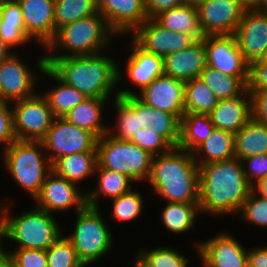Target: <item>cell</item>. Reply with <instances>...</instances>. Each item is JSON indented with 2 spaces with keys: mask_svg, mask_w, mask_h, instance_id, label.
<instances>
[{
  "mask_svg": "<svg viewBox=\"0 0 267 267\" xmlns=\"http://www.w3.org/2000/svg\"><path fill=\"white\" fill-rule=\"evenodd\" d=\"M117 112L116 131L108 134L118 140L135 143L152 156L177 148L180 139V119L143 102L132 90H119L114 97ZM113 131V133H112Z\"/></svg>",
  "mask_w": 267,
  "mask_h": 267,
  "instance_id": "cell-1",
  "label": "cell"
},
{
  "mask_svg": "<svg viewBox=\"0 0 267 267\" xmlns=\"http://www.w3.org/2000/svg\"><path fill=\"white\" fill-rule=\"evenodd\" d=\"M242 164L241 160L233 157L199 166L200 213H239L252 189Z\"/></svg>",
  "mask_w": 267,
  "mask_h": 267,
  "instance_id": "cell-2",
  "label": "cell"
},
{
  "mask_svg": "<svg viewBox=\"0 0 267 267\" xmlns=\"http://www.w3.org/2000/svg\"><path fill=\"white\" fill-rule=\"evenodd\" d=\"M45 61L62 81L87 98L108 99L122 78L118 64L103 52L102 55L45 58Z\"/></svg>",
  "mask_w": 267,
  "mask_h": 267,
  "instance_id": "cell-3",
  "label": "cell"
},
{
  "mask_svg": "<svg viewBox=\"0 0 267 267\" xmlns=\"http://www.w3.org/2000/svg\"><path fill=\"white\" fill-rule=\"evenodd\" d=\"M147 181L166 202L199 203V166L186 150L153 156Z\"/></svg>",
  "mask_w": 267,
  "mask_h": 267,
  "instance_id": "cell-4",
  "label": "cell"
},
{
  "mask_svg": "<svg viewBox=\"0 0 267 267\" xmlns=\"http://www.w3.org/2000/svg\"><path fill=\"white\" fill-rule=\"evenodd\" d=\"M115 34L103 15L98 12L93 16L81 18L61 27L45 50L52 52L60 48L59 50H65L66 54H48L45 55V58L88 56L102 53V50L104 52V49L109 46L112 35Z\"/></svg>",
  "mask_w": 267,
  "mask_h": 267,
  "instance_id": "cell-5",
  "label": "cell"
},
{
  "mask_svg": "<svg viewBox=\"0 0 267 267\" xmlns=\"http://www.w3.org/2000/svg\"><path fill=\"white\" fill-rule=\"evenodd\" d=\"M53 214L34 209L11 216L9 208L0 204V222L4 238L15 241L17 248L47 250L62 235Z\"/></svg>",
  "mask_w": 267,
  "mask_h": 267,
  "instance_id": "cell-6",
  "label": "cell"
},
{
  "mask_svg": "<svg viewBox=\"0 0 267 267\" xmlns=\"http://www.w3.org/2000/svg\"><path fill=\"white\" fill-rule=\"evenodd\" d=\"M41 141L16 140L2 149L5 169L13 180L34 199L52 171ZM45 155V156H44Z\"/></svg>",
  "mask_w": 267,
  "mask_h": 267,
  "instance_id": "cell-7",
  "label": "cell"
},
{
  "mask_svg": "<svg viewBox=\"0 0 267 267\" xmlns=\"http://www.w3.org/2000/svg\"><path fill=\"white\" fill-rule=\"evenodd\" d=\"M153 156L135 143L118 140L108 133L97 140L98 164L112 171H118L133 182L148 180Z\"/></svg>",
  "mask_w": 267,
  "mask_h": 267,
  "instance_id": "cell-8",
  "label": "cell"
},
{
  "mask_svg": "<svg viewBox=\"0 0 267 267\" xmlns=\"http://www.w3.org/2000/svg\"><path fill=\"white\" fill-rule=\"evenodd\" d=\"M99 211L88 205L78 211L74 231L66 236L86 266L102 258L114 245L113 235Z\"/></svg>",
  "mask_w": 267,
  "mask_h": 267,
  "instance_id": "cell-9",
  "label": "cell"
},
{
  "mask_svg": "<svg viewBox=\"0 0 267 267\" xmlns=\"http://www.w3.org/2000/svg\"><path fill=\"white\" fill-rule=\"evenodd\" d=\"M14 104L13 127L17 140L41 141L51 128L56 116L47 99L38 92L29 98L11 102Z\"/></svg>",
  "mask_w": 267,
  "mask_h": 267,
  "instance_id": "cell-10",
  "label": "cell"
},
{
  "mask_svg": "<svg viewBox=\"0 0 267 267\" xmlns=\"http://www.w3.org/2000/svg\"><path fill=\"white\" fill-rule=\"evenodd\" d=\"M97 140L98 138L90 131L69 123L63 117H56L41 142L48 160L53 164L62 156L97 152Z\"/></svg>",
  "mask_w": 267,
  "mask_h": 267,
  "instance_id": "cell-11",
  "label": "cell"
},
{
  "mask_svg": "<svg viewBox=\"0 0 267 267\" xmlns=\"http://www.w3.org/2000/svg\"><path fill=\"white\" fill-rule=\"evenodd\" d=\"M78 185L59 176L53 170L47 175L39 194L34 198L36 207L53 214L75 207L76 213L86 204V192L79 191Z\"/></svg>",
  "mask_w": 267,
  "mask_h": 267,
  "instance_id": "cell-12",
  "label": "cell"
},
{
  "mask_svg": "<svg viewBox=\"0 0 267 267\" xmlns=\"http://www.w3.org/2000/svg\"><path fill=\"white\" fill-rule=\"evenodd\" d=\"M131 38L139 47L148 53L164 58L166 55L183 50L193 44L196 39L181 32H173L163 28L153 18H148L134 31Z\"/></svg>",
  "mask_w": 267,
  "mask_h": 267,
  "instance_id": "cell-13",
  "label": "cell"
},
{
  "mask_svg": "<svg viewBox=\"0 0 267 267\" xmlns=\"http://www.w3.org/2000/svg\"><path fill=\"white\" fill-rule=\"evenodd\" d=\"M204 47L208 66L230 76L249 77V64L233 34L205 36Z\"/></svg>",
  "mask_w": 267,
  "mask_h": 267,
  "instance_id": "cell-14",
  "label": "cell"
},
{
  "mask_svg": "<svg viewBox=\"0 0 267 267\" xmlns=\"http://www.w3.org/2000/svg\"><path fill=\"white\" fill-rule=\"evenodd\" d=\"M197 10L202 31L208 36L234 34L246 8L235 0H207Z\"/></svg>",
  "mask_w": 267,
  "mask_h": 267,
  "instance_id": "cell-15",
  "label": "cell"
},
{
  "mask_svg": "<svg viewBox=\"0 0 267 267\" xmlns=\"http://www.w3.org/2000/svg\"><path fill=\"white\" fill-rule=\"evenodd\" d=\"M244 60H262L267 50V12L246 9L234 34Z\"/></svg>",
  "mask_w": 267,
  "mask_h": 267,
  "instance_id": "cell-16",
  "label": "cell"
},
{
  "mask_svg": "<svg viewBox=\"0 0 267 267\" xmlns=\"http://www.w3.org/2000/svg\"><path fill=\"white\" fill-rule=\"evenodd\" d=\"M227 233H220L197 245L205 267H248V250Z\"/></svg>",
  "mask_w": 267,
  "mask_h": 267,
  "instance_id": "cell-17",
  "label": "cell"
},
{
  "mask_svg": "<svg viewBox=\"0 0 267 267\" xmlns=\"http://www.w3.org/2000/svg\"><path fill=\"white\" fill-rule=\"evenodd\" d=\"M137 96L147 105L175 114H184L185 82L162 74L146 86Z\"/></svg>",
  "mask_w": 267,
  "mask_h": 267,
  "instance_id": "cell-18",
  "label": "cell"
},
{
  "mask_svg": "<svg viewBox=\"0 0 267 267\" xmlns=\"http://www.w3.org/2000/svg\"><path fill=\"white\" fill-rule=\"evenodd\" d=\"M13 53L0 64V100L13 102L34 96L33 70Z\"/></svg>",
  "mask_w": 267,
  "mask_h": 267,
  "instance_id": "cell-19",
  "label": "cell"
},
{
  "mask_svg": "<svg viewBox=\"0 0 267 267\" xmlns=\"http://www.w3.org/2000/svg\"><path fill=\"white\" fill-rule=\"evenodd\" d=\"M96 5L116 35L132 33L148 19L145 0H96Z\"/></svg>",
  "mask_w": 267,
  "mask_h": 267,
  "instance_id": "cell-20",
  "label": "cell"
},
{
  "mask_svg": "<svg viewBox=\"0 0 267 267\" xmlns=\"http://www.w3.org/2000/svg\"><path fill=\"white\" fill-rule=\"evenodd\" d=\"M22 10L26 34L43 48L54 39L55 0H17Z\"/></svg>",
  "mask_w": 267,
  "mask_h": 267,
  "instance_id": "cell-21",
  "label": "cell"
},
{
  "mask_svg": "<svg viewBox=\"0 0 267 267\" xmlns=\"http://www.w3.org/2000/svg\"><path fill=\"white\" fill-rule=\"evenodd\" d=\"M206 65L204 38L197 39L189 47L163 58V74L186 82L200 77Z\"/></svg>",
  "mask_w": 267,
  "mask_h": 267,
  "instance_id": "cell-22",
  "label": "cell"
},
{
  "mask_svg": "<svg viewBox=\"0 0 267 267\" xmlns=\"http://www.w3.org/2000/svg\"><path fill=\"white\" fill-rule=\"evenodd\" d=\"M208 115L215 129L236 134L252 118L250 93L247 90L239 97L219 100Z\"/></svg>",
  "mask_w": 267,
  "mask_h": 267,
  "instance_id": "cell-23",
  "label": "cell"
},
{
  "mask_svg": "<svg viewBox=\"0 0 267 267\" xmlns=\"http://www.w3.org/2000/svg\"><path fill=\"white\" fill-rule=\"evenodd\" d=\"M131 45V46H130ZM129 46L133 49L126 63V73L134 85L139 86L140 92L163 74V58L148 53L139 47L132 39Z\"/></svg>",
  "mask_w": 267,
  "mask_h": 267,
  "instance_id": "cell-24",
  "label": "cell"
},
{
  "mask_svg": "<svg viewBox=\"0 0 267 267\" xmlns=\"http://www.w3.org/2000/svg\"><path fill=\"white\" fill-rule=\"evenodd\" d=\"M37 68L43 73V76L50 77L59 83L51 90H46L42 95L47 99L52 112L56 117H64L66 114L79 103L87 99V97L76 90L74 87L67 85L62 81L47 65L45 55L39 58Z\"/></svg>",
  "mask_w": 267,
  "mask_h": 267,
  "instance_id": "cell-25",
  "label": "cell"
},
{
  "mask_svg": "<svg viewBox=\"0 0 267 267\" xmlns=\"http://www.w3.org/2000/svg\"><path fill=\"white\" fill-rule=\"evenodd\" d=\"M153 19L165 29L190 34L196 40L205 37L196 7L181 4L160 12Z\"/></svg>",
  "mask_w": 267,
  "mask_h": 267,
  "instance_id": "cell-26",
  "label": "cell"
},
{
  "mask_svg": "<svg viewBox=\"0 0 267 267\" xmlns=\"http://www.w3.org/2000/svg\"><path fill=\"white\" fill-rule=\"evenodd\" d=\"M108 100L87 98L72 108L63 118L79 128L90 131L99 139L109 130V126L106 127L102 123V110Z\"/></svg>",
  "mask_w": 267,
  "mask_h": 267,
  "instance_id": "cell-27",
  "label": "cell"
},
{
  "mask_svg": "<svg viewBox=\"0 0 267 267\" xmlns=\"http://www.w3.org/2000/svg\"><path fill=\"white\" fill-rule=\"evenodd\" d=\"M234 147L235 134L225 130L214 129L212 134L192 154L196 164L200 166L235 157ZM197 155H200V157Z\"/></svg>",
  "mask_w": 267,
  "mask_h": 267,
  "instance_id": "cell-28",
  "label": "cell"
},
{
  "mask_svg": "<svg viewBox=\"0 0 267 267\" xmlns=\"http://www.w3.org/2000/svg\"><path fill=\"white\" fill-rule=\"evenodd\" d=\"M98 175V187L93 190L89 189L86 192V204L91 207L99 208L98 198L101 195L106 196L110 199H115L129 192L133 186V182L126 175L118 172L105 169L98 163L95 169V173Z\"/></svg>",
  "mask_w": 267,
  "mask_h": 267,
  "instance_id": "cell-29",
  "label": "cell"
},
{
  "mask_svg": "<svg viewBox=\"0 0 267 267\" xmlns=\"http://www.w3.org/2000/svg\"><path fill=\"white\" fill-rule=\"evenodd\" d=\"M267 153V125L251 118L235 134L234 156L239 160Z\"/></svg>",
  "mask_w": 267,
  "mask_h": 267,
  "instance_id": "cell-30",
  "label": "cell"
},
{
  "mask_svg": "<svg viewBox=\"0 0 267 267\" xmlns=\"http://www.w3.org/2000/svg\"><path fill=\"white\" fill-rule=\"evenodd\" d=\"M97 163V152H81L58 158L52 170L77 185L95 173Z\"/></svg>",
  "mask_w": 267,
  "mask_h": 267,
  "instance_id": "cell-31",
  "label": "cell"
},
{
  "mask_svg": "<svg viewBox=\"0 0 267 267\" xmlns=\"http://www.w3.org/2000/svg\"><path fill=\"white\" fill-rule=\"evenodd\" d=\"M214 129L209 115L184 113L180 119V139L177 148L192 153Z\"/></svg>",
  "mask_w": 267,
  "mask_h": 267,
  "instance_id": "cell-32",
  "label": "cell"
},
{
  "mask_svg": "<svg viewBox=\"0 0 267 267\" xmlns=\"http://www.w3.org/2000/svg\"><path fill=\"white\" fill-rule=\"evenodd\" d=\"M0 37L12 49L32 40L26 34L22 10L17 0L0 3Z\"/></svg>",
  "mask_w": 267,
  "mask_h": 267,
  "instance_id": "cell-33",
  "label": "cell"
},
{
  "mask_svg": "<svg viewBox=\"0 0 267 267\" xmlns=\"http://www.w3.org/2000/svg\"><path fill=\"white\" fill-rule=\"evenodd\" d=\"M199 78L219 100L239 97L248 90L249 77L230 76L208 65L201 71Z\"/></svg>",
  "mask_w": 267,
  "mask_h": 267,
  "instance_id": "cell-34",
  "label": "cell"
},
{
  "mask_svg": "<svg viewBox=\"0 0 267 267\" xmlns=\"http://www.w3.org/2000/svg\"><path fill=\"white\" fill-rule=\"evenodd\" d=\"M165 205L161 219L167 230L182 234L193 228L200 212L199 203L166 202Z\"/></svg>",
  "mask_w": 267,
  "mask_h": 267,
  "instance_id": "cell-35",
  "label": "cell"
},
{
  "mask_svg": "<svg viewBox=\"0 0 267 267\" xmlns=\"http://www.w3.org/2000/svg\"><path fill=\"white\" fill-rule=\"evenodd\" d=\"M219 99L199 77L185 82L184 113L209 114Z\"/></svg>",
  "mask_w": 267,
  "mask_h": 267,
  "instance_id": "cell-36",
  "label": "cell"
},
{
  "mask_svg": "<svg viewBox=\"0 0 267 267\" xmlns=\"http://www.w3.org/2000/svg\"><path fill=\"white\" fill-rule=\"evenodd\" d=\"M97 13L96 0H55L54 24L56 33L67 24Z\"/></svg>",
  "mask_w": 267,
  "mask_h": 267,
  "instance_id": "cell-37",
  "label": "cell"
},
{
  "mask_svg": "<svg viewBox=\"0 0 267 267\" xmlns=\"http://www.w3.org/2000/svg\"><path fill=\"white\" fill-rule=\"evenodd\" d=\"M48 267H86L71 241L63 234L47 250Z\"/></svg>",
  "mask_w": 267,
  "mask_h": 267,
  "instance_id": "cell-38",
  "label": "cell"
},
{
  "mask_svg": "<svg viewBox=\"0 0 267 267\" xmlns=\"http://www.w3.org/2000/svg\"><path fill=\"white\" fill-rule=\"evenodd\" d=\"M111 201L113 209L110 215L113 220L128 222L136 220L143 210V196L132 189Z\"/></svg>",
  "mask_w": 267,
  "mask_h": 267,
  "instance_id": "cell-39",
  "label": "cell"
},
{
  "mask_svg": "<svg viewBox=\"0 0 267 267\" xmlns=\"http://www.w3.org/2000/svg\"><path fill=\"white\" fill-rule=\"evenodd\" d=\"M150 267H188V260L171 247H157L136 253Z\"/></svg>",
  "mask_w": 267,
  "mask_h": 267,
  "instance_id": "cell-40",
  "label": "cell"
},
{
  "mask_svg": "<svg viewBox=\"0 0 267 267\" xmlns=\"http://www.w3.org/2000/svg\"><path fill=\"white\" fill-rule=\"evenodd\" d=\"M239 214L251 224L267 227V199L261 198L251 190Z\"/></svg>",
  "mask_w": 267,
  "mask_h": 267,
  "instance_id": "cell-41",
  "label": "cell"
},
{
  "mask_svg": "<svg viewBox=\"0 0 267 267\" xmlns=\"http://www.w3.org/2000/svg\"><path fill=\"white\" fill-rule=\"evenodd\" d=\"M5 254L15 267H48L46 250L17 248L14 252L6 250Z\"/></svg>",
  "mask_w": 267,
  "mask_h": 267,
  "instance_id": "cell-42",
  "label": "cell"
},
{
  "mask_svg": "<svg viewBox=\"0 0 267 267\" xmlns=\"http://www.w3.org/2000/svg\"><path fill=\"white\" fill-rule=\"evenodd\" d=\"M10 104L12 103L0 100V143L5 145L3 149L17 140L14 133L13 112Z\"/></svg>",
  "mask_w": 267,
  "mask_h": 267,
  "instance_id": "cell-43",
  "label": "cell"
},
{
  "mask_svg": "<svg viewBox=\"0 0 267 267\" xmlns=\"http://www.w3.org/2000/svg\"><path fill=\"white\" fill-rule=\"evenodd\" d=\"M241 161L248 165L249 169L243 166V171L251 186L267 176V153L244 158Z\"/></svg>",
  "mask_w": 267,
  "mask_h": 267,
  "instance_id": "cell-44",
  "label": "cell"
},
{
  "mask_svg": "<svg viewBox=\"0 0 267 267\" xmlns=\"http://www.w3.org/2000/svg\"><path fill=\"white\" fill-rule=\"evenodd\" d=\"M267 90V62L258 60L249 65L248 91Z\"/></svg>",
  "mask_w": 267,
  "mask_h": 267,
  "instance_id": "cell-45",
  "label": "cell"
},
{
  "mask_svg": "<svg viewBox=\"0 0 267 267\" xmlns=\"http://www.w3.org/2000/svg\"><path fill=\"white\" fill-rule=\"evenodd\" d=\"M248 92L251 96L252 118L267 125V90Z\"/></svg>",
  "mask_w": 267,
  "mask_h": 267,
  "instance_id": "cell-46",
  "label": "cell"
},
{
  "mask_svg": "<svg viewBox=\"0 0 267 267\" xmlns=\"http://www.w3.org/2000/svg\"><path fill=\"white\" fill-rule=\"evenodd\" d=\"M183 4L182 0H145V9L148 18H154L160 12Z\"/></svg>",
  "mask_w": 267,
  "mask_h": 267,
  "instance_id": "cell-47",
  "label": "cell"
},
{
  "mask_svg": "<svg viewBox=\"0 0 267 267\" xmlns=\"http://www.w3.org/2000/svg\"><path fill=\"white\" fill-rule=\"evenodd\" d=\"M248 267H267V246L248 249Z\"/></svg>",
  "mask_w": 267,
  "mask_h": 267,
  "instance_id": "cell-48",
  "label": "cell"
},
{
  "mask_svg": "<svg viewBox=\"0 0 267 267\" xmlns=\"http://www.w3.org/2000/svg\"><path fill=\"white\" fill-rule=\"evenodd\" d=\"M251 190L261 198L267 199V176L256 182Z\"/></svg>",
  "mask_w": 267,
  "mask_h": 267,
  "instance_id": "cell-49",
  "label": "cell"
},
{
  "mask_svg": "<svg viewBox=\"0 0 267 267\" xmlns=\"http://www.w3.org/2000/svg\"><path fill=\"white\" fill-rule=\"evenodd\" d=\"M11 51L12 48L0 37V64L14 53Z\"/></svg>",
  "mask_w": 267,
  "mask_h": 267,
  "instance_id": "cell-50",
  "label": "cell"
},
{
  "mask_svg": "<svg viewBox=\"0 0 267 267\" xmlns=\"http://www.w3.org/2000/svg\"><path fill=\"white\" fill-rule=\"evenodd\" d=\"M253 9L267 12V0H254Z\"/></svg>",
  "mask_w": 267,
  "mask_h": 267,
  "instance_id": "cell-51",
  "label": "cell"
},
{
  "mask_svg": "<svg viewBox=\"0 0 267 267\" xmlns=\"http://www.w3.org/2000/svg\"><path fill=\"white\" fill-rule=\"evenodd\" d=\"M0 267H14L13 261L7 256V254L0 258Z\"/></svg>",
  "mask_w": 267,
  "mask_h": 267,
  "instance_id": "cell-52",
  "label": "cell"
},
{
  "mask_svg": "<svg viewBox=\"0 0 267 267\" xmlns=\"http://www.w3.org/2000/svg\"><path fill=\"white\" fill-rule=\"evenodd\" d=\"M206 1L207 0H182V3L198 8L201 4H203Z\"/></svg>",
  "mask_w": 267,
  "mask_h": 267,
  "instance_id": "cell-53",
  "label": "cell"
},
{
  "mask_svg": "<svg viewBox=\"0 0 267 267\" xmlns=\"http://www.w3.org/2000/svg\"><path fill=\"white\" fill-rule=\"evenodd\" d=\"M134 267H150L146 262H144L137 254L134 257Z\"/></svg>",
  "mask_w": 267,
  "mask_h": 267,
  "instance_id": "cell-54",
  "label": "cell"
},
{
  "mask_svg": "<svg viewBox=\"0 0 267 267\" xmlns=\"http://www.w3.org/2000/svg\"><path fill=\"white\" fill-rule=\"evenodd\" d=\"M235 1L239 2L246 9H253L254 0H235Z\"/></svg>",
  "mask_w": 267,
  "mask_h": 267,
  "instance_id": "cell-55",
  "label": "cell"
},
{
  "mask_svg": "<svg viewBox=\"0 0 267 267\" xmlns=\"http://www.w3.org/2000/svg\"><path fill=\"white\" fill-rule=\"evenodd\" d=\"M2 238L4 239V232H3V228H2V225H1V222H0V258L5 255V250L3 249V246L1 244V240Z\"/></svg>",
  "mask_w": 267,
  "mask_h": 267,
  "instance_id": "cell-56",
  "label": "cell"
},
{
  "mask_svg": "<svg viewBox=\"0 0 267 267\" xmlns=\"http://www.w3.org/2000/svg\"><path fill=\"white\" fill-rule=\"evenodd\" d=\"M261 61L267 62V50H266V53H265V55H264V57L262 58Z\"/></svg>",
  "mask_w": 267,
  "mask_h": 267,
  "instance_id": "cell-57",
  "label": "cell"
},
{
  "mask_svg": "<svg viewBox=\"0 0 267 267\" xmlns=\"http://www.w3.org/2000/svg\"><path fill=\"white\" fill-rule=\"evenodd\" d=\"M7 1H13V0H0V3L7 2Z\"/></svg>",
  "mask_w": 267,
  "mask_h": 267,
  "instance_id": "cell-58",
  "label": "cell"
}]
</instances>
